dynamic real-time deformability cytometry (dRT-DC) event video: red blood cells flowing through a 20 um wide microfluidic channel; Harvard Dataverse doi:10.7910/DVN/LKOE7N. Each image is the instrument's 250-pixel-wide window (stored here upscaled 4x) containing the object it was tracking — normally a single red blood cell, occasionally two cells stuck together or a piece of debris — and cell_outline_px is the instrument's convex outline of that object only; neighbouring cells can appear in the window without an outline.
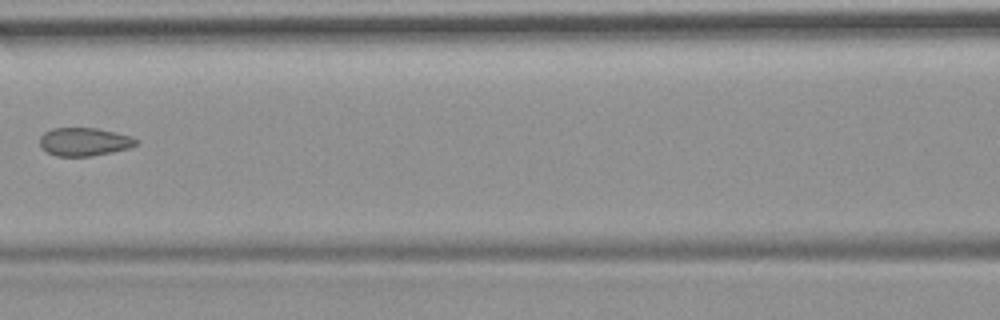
{"species": "common noctule bat (a hibernating species)", "species_latin": "Nyctalus noctula", "temperature_condition": "room temperature", "stored_images_in_passage": 8, "camera_frame_rate_fps": 3000, "um_per_image_px": 0.085, "animal": {"sex": "female", "body_mass_g": 19.9}, "frame": {"image": 1, "passage_image": 7, "time_ms": 8.0, "image_size_px": [1000, 320], "cell_outline_px": [[140, 140], [136, 144], [128, 148], [112, 152], [92, 156], [56, 156], [40, 148], [40, 136], [44, 132], [52, 128], [96, 128], [116, 132], [132, 136]], "centroid_in_image_um": [7.16, 12.04], "position_along_channel_um": 159.4, "area_um2": 15.95}}
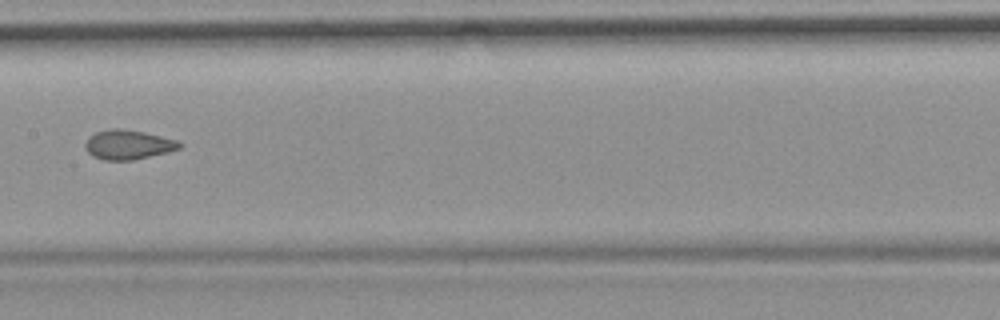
{"frame": {"image": 2, "passage_image": 8, "time_ms": 9.0, "image_size_px": [1000, 320], "cell_outline_px": [[184, 144], [180, 148], [168, 152], [132, 160], [104, 160], [92, 156], [84, 148], [84, 144], [88, 136], [96, 132], [112, 128], [120, 128], [144, 132], [180, 140]], "centroid_in_image_um": [10.9, 12.29], "position_along_channel_um": 196.5, "area_um2": 16.42}}